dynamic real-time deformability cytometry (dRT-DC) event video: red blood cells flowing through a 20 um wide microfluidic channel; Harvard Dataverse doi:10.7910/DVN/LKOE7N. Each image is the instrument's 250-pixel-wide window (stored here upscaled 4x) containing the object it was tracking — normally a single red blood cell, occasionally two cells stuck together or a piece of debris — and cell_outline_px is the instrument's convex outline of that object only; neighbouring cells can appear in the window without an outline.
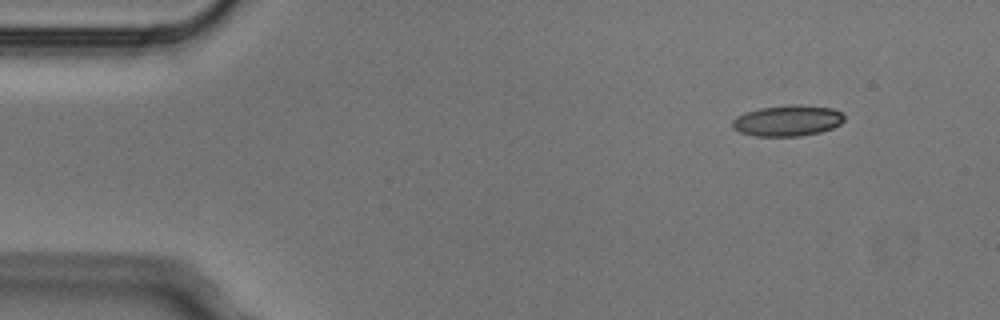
{"species": "Egyptian fruit bat (a non-hibernating species)", "species_latin": "Rousettus aegyptiacus", "temperature_condition": "cold", "stored_images_in_passage": 4, "camera_frame_rate_fps": 3000, "um_per_image_px": 0.085, "animal": {"sex": "male"}, "frame": {"image": 1, "passage_image": 2, "time_ms": 0.333, "image_size_px": [1000, 320], "cell_outline_px": [[844, 120], [840, 124], [832, 128], [820, 132], [800, 136], [756, 136], [740, 132], [732, 128], [732, 120], [736, 116], [760, 108], [832, 108], [840, 112], [844, 116]], "centroid_in_image_um": [66.9, 10.32], "position_along_channel_um": 18.1, "area_um2": 19.02}}